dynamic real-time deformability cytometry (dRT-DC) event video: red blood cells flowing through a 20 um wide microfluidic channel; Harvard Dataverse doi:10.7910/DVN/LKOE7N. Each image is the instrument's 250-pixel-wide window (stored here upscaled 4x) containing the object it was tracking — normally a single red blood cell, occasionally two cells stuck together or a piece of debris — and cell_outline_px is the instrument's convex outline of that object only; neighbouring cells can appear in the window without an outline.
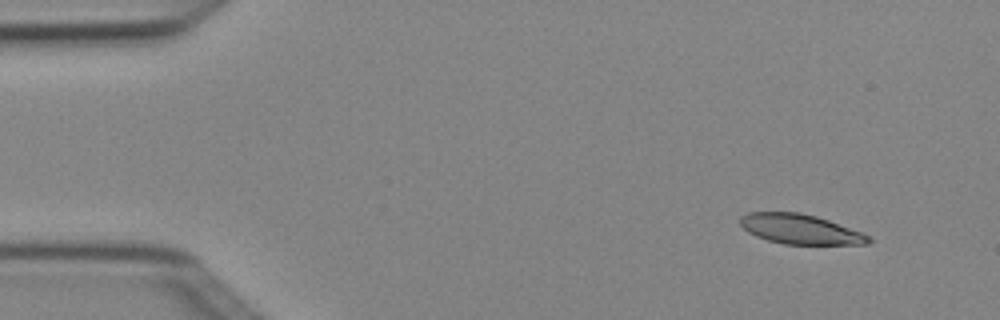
{"species": "Egyptian fruit bat (a non-hibernating species)", "species_latin": "Rousettus aegyptiacus", "temperature_condition": "cold", "stored_images_in_passage": 4, "camera_frame_rate_fps": 3000, "um_per_image_px": 0.085, "animal": {"sex": "female"}, "frame": {"image": 1, "passage_image": 2, "time_ms": 0.333, "image_size_px": [1000, 320], "cell_outline_px": [[872, 240], [868, 244], [784, 244], [768, 240], [756, 236], [748, 232], [740, 224], [740, 216], [748, 212], [800, 212], [816, 216], [828, 220], [860, 232], [868, 236]], "centroid_in_image_um": [67.98, 19.47], "position_along_channel_um": 17.0, "area_um2": 22.08}}